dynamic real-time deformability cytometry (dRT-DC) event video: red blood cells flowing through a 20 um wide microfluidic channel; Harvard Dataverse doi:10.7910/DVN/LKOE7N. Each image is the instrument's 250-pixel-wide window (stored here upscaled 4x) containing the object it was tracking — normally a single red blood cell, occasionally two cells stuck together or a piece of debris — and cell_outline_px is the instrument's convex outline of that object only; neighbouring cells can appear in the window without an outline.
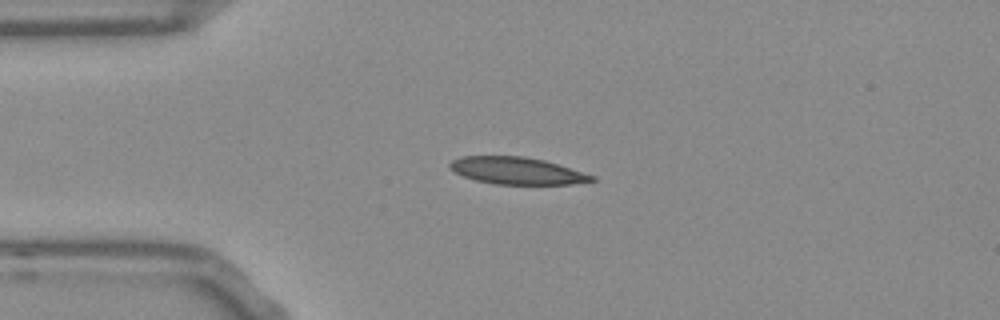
{"species": "Egyptian fruit bat (a non-hibernating species)", "species_latin": "Rousettus aegyptiacus", "temperature_condition": "room temperature", "stored_images_in_passage": 41, "camera_frame_rate_fps": 3000, "um_per_image_px": 0.085, "frame": {"image": 1, "passage_image": 1, "time_ms": 0.0, "image_size_px": [1000, 320], "cell_outline_px": [[596, 180], [572, 184], [496, 184], [476, 180], [464, 176], [456, 172], [448, 164], [452, 160], [460, 156], [524, 156], [544, 160], [596, 176]], "centroid_in_image_um": [43.95, 14.51], "position_along_channel_um": 41.0, "area_um2": 22.2}}
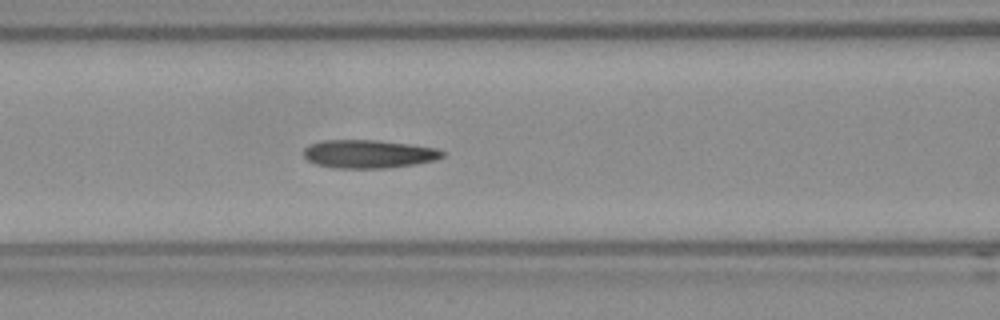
{"frame": {"image": 2, "passage_image": 10, "time_ms": 3.0, "image_size_px": [1000, 320], "cell_outline_px": [[444, 156], [436, 160], [416, 164], [384, 168], [332, 168], [316, 164], [308, 160], [304, 156], [304, 148], [308, 144], [324, 140], [376, 140], [408, 144], [436, 148], [444, 152]], "centroid_in_image_um": [31.31, 13.09], "position_along_channel_um": 135.3, "area_um2": 22.89}}
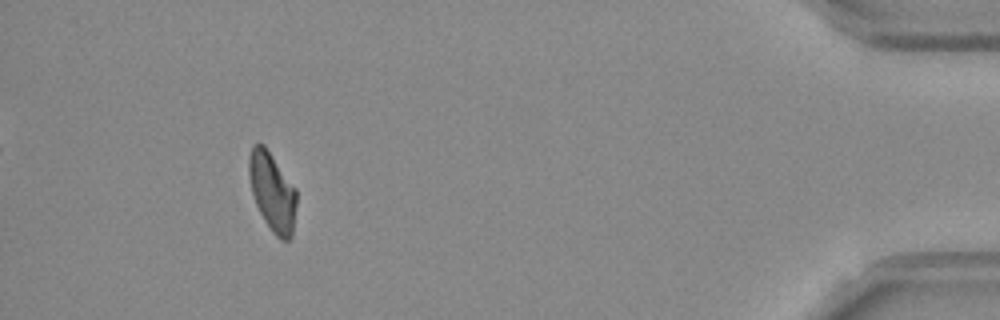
{"frame": {"image": 3, "passage_image": 37, "time_ms": 12.0, "image_size_px": [1000, 320], "cell_outline_px": [[296, 204], [292, 236], [288, 240], [280, 240], [272, 232], [264, 220], [256, 204], [252, 192], [248, 172], [248, 156], [252, 144], [264, 144], [296, 188]], "centroid_in_image_um": [23.14, 16.29], "position_along_channel_um": 412.1, "area_um2": 21.85}, "authors_computed_cell_mechanics": {"area_um2": 22.4264, "velocity_mm_per_s": 3.8195, "shape_relaxation_time_tau1_ms": 6.9904, "shape_relaxation_time_tau2_ms": 3.8781, "deformation_change_tau1": 0.1898, "deformation_change_tau2": 0.1279}}